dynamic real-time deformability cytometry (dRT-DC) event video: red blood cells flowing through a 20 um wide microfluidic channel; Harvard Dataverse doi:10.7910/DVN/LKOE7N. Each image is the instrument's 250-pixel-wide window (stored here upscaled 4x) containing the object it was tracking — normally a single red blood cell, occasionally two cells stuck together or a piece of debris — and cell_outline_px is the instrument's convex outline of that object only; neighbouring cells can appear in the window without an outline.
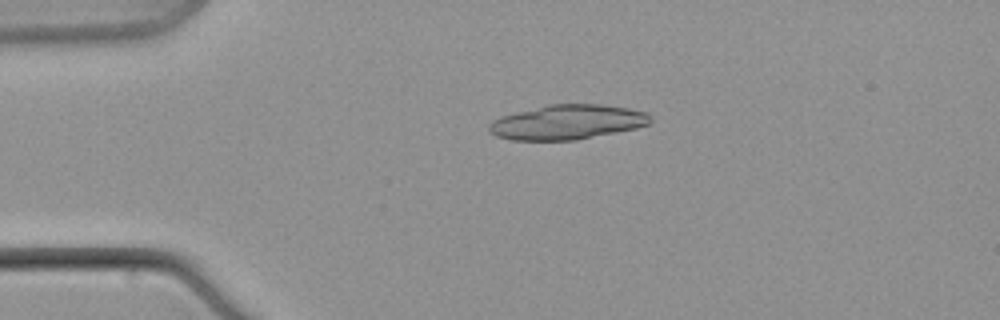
{"species": "common noctule bat (a hibernating species)", "species_latin": "Nyctalus noctula", "temperature_condition": "warm", "stored_images_in_passage": 1, "camera_frame_rate_fps": 3000, "um_per_image_px": 0.085, "animal": {"sex": "male", "body_mass_g": 21.5, "forearm_length_mm": 52.0}, "frame": {"image": 1, "passage_image": 1, "time_ms": 0.0, "image_size_px": [1000, 320], "cell_outline_px": [[652, 120], [648, 124], [636, 128], [576, 140], [512, 140], [496, 136], [488, 132], [488, 124], [492, 120], [500, 116], [548, 104], [600, 104], [628, 108], [648, 112], [652, 116]], "centroid_in_image_um": [48.2, 10.38], "position_along_channel_um": 36.8, "area_um2": 32.77}}